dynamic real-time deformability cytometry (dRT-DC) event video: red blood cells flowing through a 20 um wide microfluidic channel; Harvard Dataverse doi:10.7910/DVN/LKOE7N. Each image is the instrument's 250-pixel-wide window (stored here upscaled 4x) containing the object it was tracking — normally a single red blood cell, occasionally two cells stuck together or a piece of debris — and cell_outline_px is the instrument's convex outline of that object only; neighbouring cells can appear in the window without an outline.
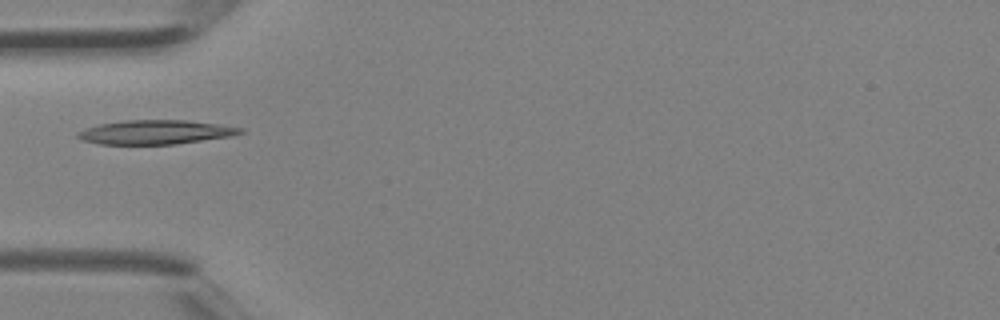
{"species": "Egyptian fruit bat (a non-hibernating species)", "species_latin": "Rousettus aegyptiacus", "temperature_condition": "room temperature", "stored_images_in_passage": 3, "camera_frame_rate_fps": 3000, "um_per_image_px": 0.085, "animal": {"sex": "female"}, "frame": {"image": 1, "passage_image": 3, "time_ms": 0.667, "image_size_px": [1000, 320], "cell_outline_px": [[244, 132], [232, 136], [176, 144], [100, 144], [80, 140], [76, 136], [76, 132], [100, 124], [124, 120], [188, 120], [244, 128]], "centroid_in_image_um": [13.21, 11.23], "position_along_channel_um": 71.8, "area_um2": 22.83}}